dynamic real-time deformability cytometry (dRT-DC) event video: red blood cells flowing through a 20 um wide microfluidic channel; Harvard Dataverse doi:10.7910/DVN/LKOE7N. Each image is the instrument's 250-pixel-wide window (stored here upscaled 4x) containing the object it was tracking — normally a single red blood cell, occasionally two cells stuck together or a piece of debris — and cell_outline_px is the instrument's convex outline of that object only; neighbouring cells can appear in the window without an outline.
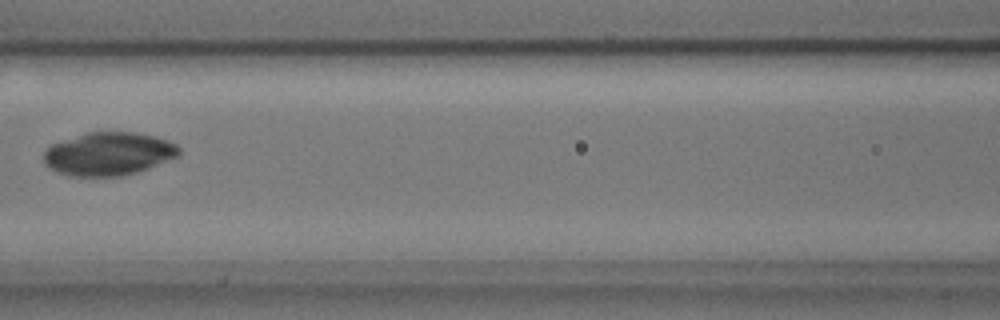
{"species": "common noctule bat (a hibernating species)", "species_latin": "Nyctalus noctula", "temperature_condition": "cold", "stored_images_in_passage": 3, "camera_frame_rate_fps": 3000, "um_per_image_px": 0.085, "animal": {"sex": "male", "body_mass_g": 17.9, "forearm_length_mm": 54.2}, "frame": {"image": 1, "passage_image": 3, "time_ms": 0.667, "image_size_px": [1000, 320], "cell_outline_px": [[180, 156], [148, 168], [136, 172], [120, 176], [68, 176], [56, 172], [48, 168], [44, 164], [44, 152], [52, 144], [84, 132], [136, 132], [168, 140], [176, 144], [180, 148]], "centroid_in_image_um": [9.22, 13.08], "position_along_channel_um": 157.4, "area_um2": 34.22}}